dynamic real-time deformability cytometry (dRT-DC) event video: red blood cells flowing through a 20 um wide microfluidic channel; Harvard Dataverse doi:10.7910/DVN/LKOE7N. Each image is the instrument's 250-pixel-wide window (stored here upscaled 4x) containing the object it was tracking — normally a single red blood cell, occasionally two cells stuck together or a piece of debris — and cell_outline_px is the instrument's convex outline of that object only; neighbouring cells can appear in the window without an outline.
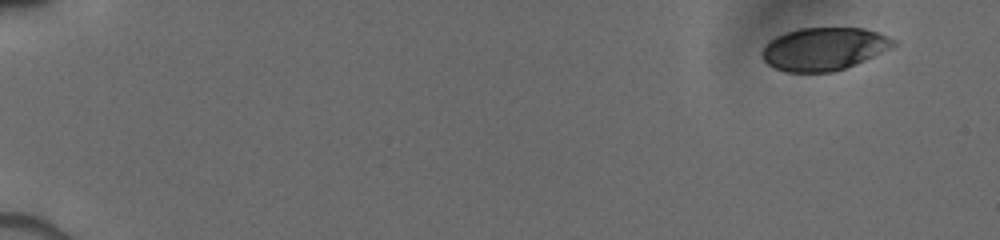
{"species": "human", "species_latin": "Homo sapiens", "temperature_condition": "cold", "stored_images_in_passage": 9, "camera_frame_rate_fps": 3000, "um_per_image_px": 0.085, "donor": {"sex": "male"}, "frame": {"image": 1, "passage_image": 1, "time_ms": 0.0, "image_size_px": [1000, 240], "cell_outline_px": [[896, 44], [892, 48], [864, 60], [844, 68], [832, 72], [788, 72], [776, 68], [768, 64], [764, 60], [764, 48], [776, 36], [800, 28], [864, 28], [888, 36], [896, 40]], "centroid_in_image_um": [70.08, 4.15], "position_along_channel_um": 14.9, "area_um2": 32.25}}
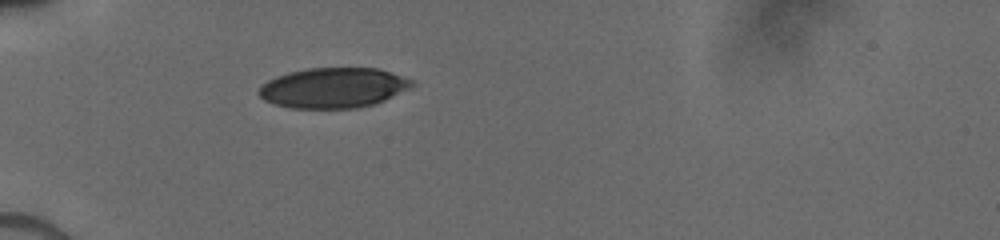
{"frame": {"image": 2, "passage_image": 7, "time_ms": 4.667, "image_size_px": [1000, 240], "cell_outline_px": [[412, 84], [384, 100], [376, 104], [356, 108], [292, 108], [276, 104], [264, 100], [256, 92], [260, 84], [276, 76], [288, 72], [308, 68], [376, 68], [412, 80]], "centroid_in_image_um": [28.22, 7.46], "position_along_channel_um": 56.8, "area_um2": 35.43}}
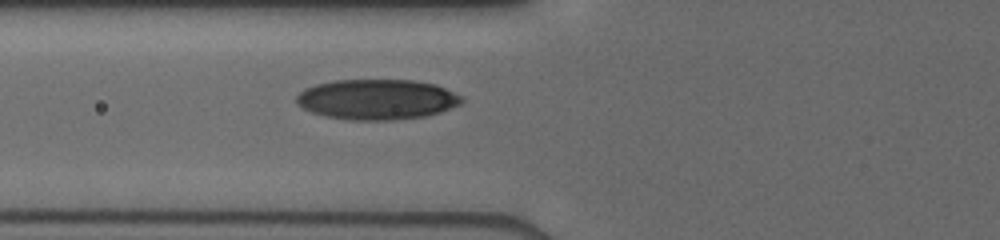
{"frame": {"image": 3, "passage_image": 9, "time_ms": 6.0, "image_size_px": [1000, 240], "cell_outline_px": [[464, 100], [460, 104], [440, 112], [428, 116], [388, 120], [352, 120], [328, 116], [312, 112], [304, 108], [296, 100], [296, 96], [304, 88], [316, 84], [332, 80], [412, 80], [436, 84], [460, 96]], "centroid_in_image_um": [32.04, 8.44], "position_along_channel_um": 93.8, "area_um2": 38.61}}